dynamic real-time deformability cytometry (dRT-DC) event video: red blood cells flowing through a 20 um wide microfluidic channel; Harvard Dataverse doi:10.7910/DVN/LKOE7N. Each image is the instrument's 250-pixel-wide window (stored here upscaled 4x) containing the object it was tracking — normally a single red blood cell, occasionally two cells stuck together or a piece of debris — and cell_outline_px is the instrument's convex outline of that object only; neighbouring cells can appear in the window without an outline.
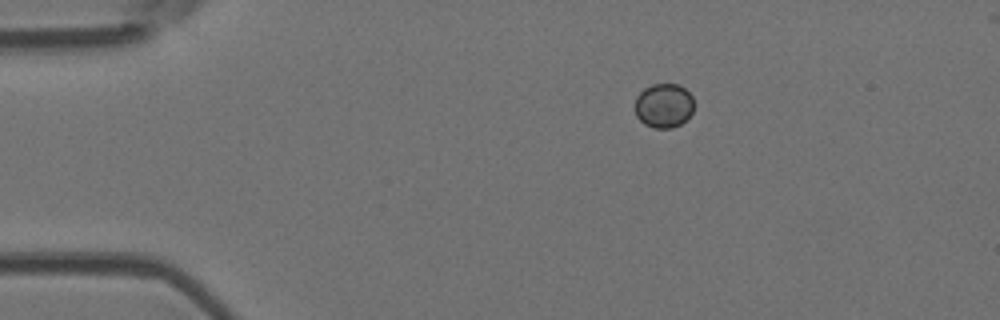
{"species": "Egyptian fruit bat (a non-hibernating species)", "species_latin": "Rousettus aegyptiacus", "temperature_condition": "room temperature", "stored_images_in_passage": 4, "camera_frame_rate_fps": 3000, "um_per_image_px": 0.085, "animal": {"sex": "female"}, "frame": {"image": 1, "passage_image": 1, "time_ms": 0.0, "image_size_px": [1000, 320], "cell_outline_px": [[692, 112], [680, 124], [672, 128], [652, 128], [644, 124], [636, 116], [636, 96], [644, 88], [652, 84], [680, 84], [692, 96]], "centroid_in_image_um": [56.4, 8.97], "position_along_channel_um": 28.6, "area_um2": 15.14}}
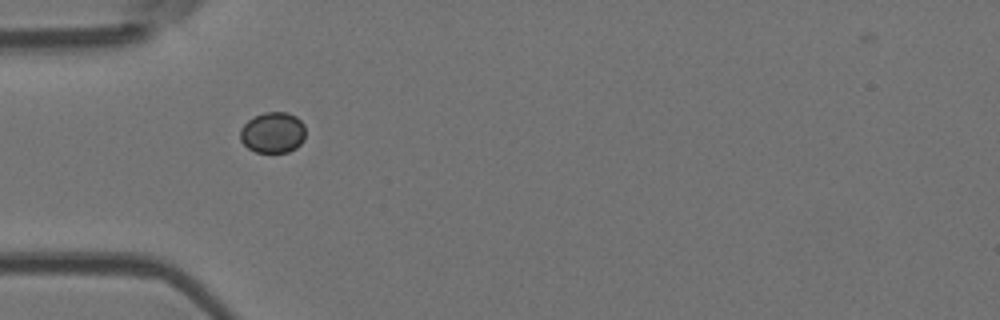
{"frame": {"image": 2, "passage_image": 3, "time_ms": 2.333, "image_size_px": [1000, 320], "cell_outline_px": [[304, 140], [296, 148], [288, 152], [256, 152], [248, 148], [240, 140], [240, 128], [248, 120], [264, 112], [288, 112], [296, 116], [304, 124]], "centroid_in_image_um": [23.19, 11.26], "position_along_channel_um": 61.8, "area_um2": 15.61}}
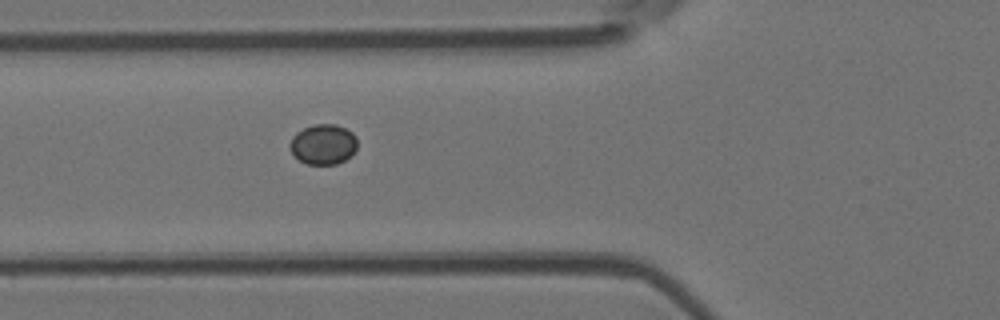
{"frame": {"image": 3, "passage_image": 4, "time_ms": 3.333, "image_size_px": [1000, 320], "cell_outline_px": [[356, 148], [344, 160], [336, 164], [308, 164], [300, 160], [292, 152], [288, 144], [292, 136], [296, 132], [304, 128], [316, 124], [336, 124], [352, 132], [356, 136]], "centroid_in_image_um": [27.45, 12.25], "position_along_channel_um": 98.4, "area_um2": 15.61}}